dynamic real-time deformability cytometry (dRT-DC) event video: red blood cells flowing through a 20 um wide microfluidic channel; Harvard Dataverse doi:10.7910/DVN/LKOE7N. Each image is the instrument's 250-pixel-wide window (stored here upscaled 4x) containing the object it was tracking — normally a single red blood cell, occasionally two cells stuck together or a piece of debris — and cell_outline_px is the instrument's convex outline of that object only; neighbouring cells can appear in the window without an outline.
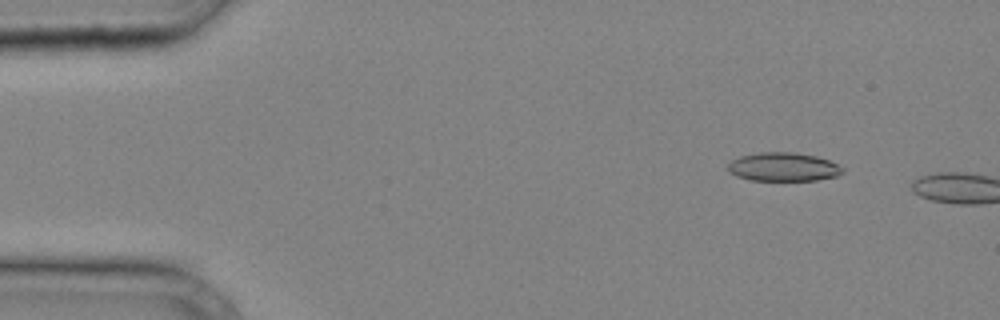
{"species": "common noctule bat (a hibernating species)", "species_latin": "Nyctalus noctula", "temperature_condition": "cold", "stored_images_in_passage": 5, "camera_frame_rate_fps": 3000, "um_per_image_px": 0.085, "animal": {"sex": "male", "body_mass_g": 20.4}, "frame": {"image": 1, "passage_image": 3, "time_ms": 0.667, "image_size_px": [1000, 320], "cell_outline_px": [[844, 172], [836, 176], [816, 180], [752, 180], [736, 176], [728, 168], [728, 164], [732, 160], [740, 156], [760, 152], [792, 152], [816, 156], [828, 160], [844, 168]], "centroid_in_image_um": [66.59, 14.18], "position_along_channel_um": 18.4, "area_um2": 18.96}}